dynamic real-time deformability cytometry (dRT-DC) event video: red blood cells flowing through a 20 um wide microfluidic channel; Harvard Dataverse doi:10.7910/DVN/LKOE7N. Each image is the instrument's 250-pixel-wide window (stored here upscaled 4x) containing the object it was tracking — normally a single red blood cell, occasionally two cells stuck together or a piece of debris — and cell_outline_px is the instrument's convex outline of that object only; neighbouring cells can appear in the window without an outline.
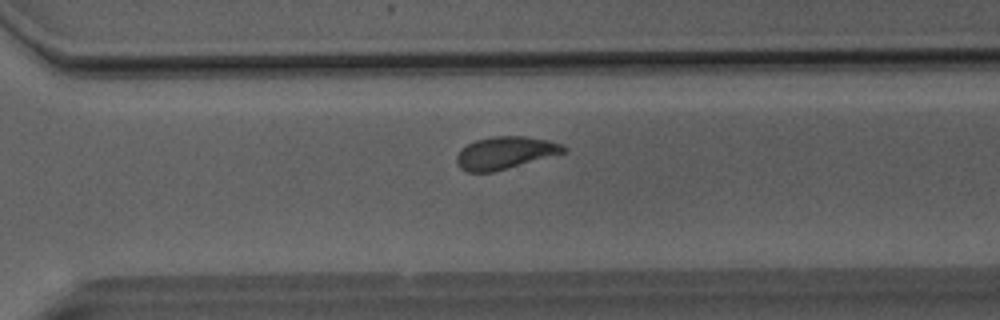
{"species": "Egyptian fruit bat (a non-hibernating species)", "species_latin": "Rousettus aegyptiacus", "temperature_condition": "room temperature", "stored_images_in_passage": 34, "camera_frame_rate_fps": 3000, "um_per_image_px": 0.085, "animal": {"sex": "male"}, "frame": {"image": 1, "passage_image": 25, "time_ms": 8.0, "image_size_px": [1000, 320], "cell_outline_px": [[568, 148], [564, 152], [508, 168], [492, 172], [468, 172], [460, 168], [456, 164], [456, 156], [460, 148], [476, 140], [492, 136], [524, 136], [548, 140], [564, 144]], "centroid_in_image_um": [42.9, 12.98], "position_along_channel_um": 327.7, "area_um2": 20.17}}
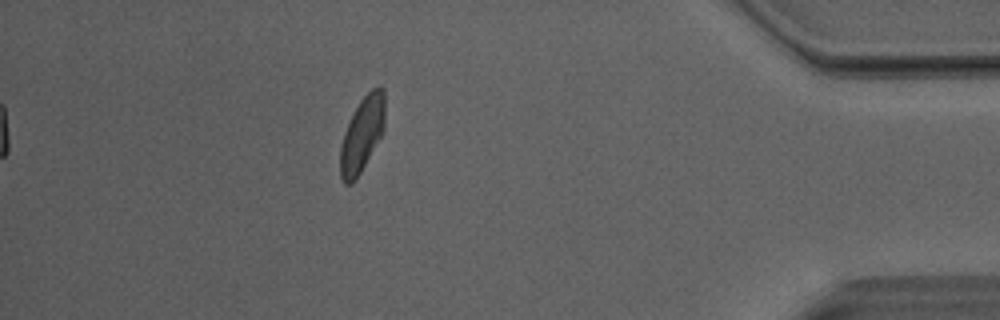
{"frame": {"image": 2, "passage_image": 34, "time_ms": 11.0, "image_size_px": [1000, 320], "cell_outline_px": [[384, 132], [360, 172], [352, 184], [344, 184], [340, 180], [340, 148], [344, 132], [360, 100], [372, 88], [380, 84], [384, 88]], "centroid_in_image_um": [30.78, 11.42], "position_along_channel_um": 404.4, "area_um2": 19.48}, "authors_computed_cell_mechanics": {"area_um2": 20.519, "velocity_mm_per_s": 4.0541, "shape_relaxation_time_tau1_ms": 5.7568, "shape_relaxation_time_tau2_ms": 1.5463, "deformation_change_tau1": 0.152, "deformation_change_tau2": 0.078}}